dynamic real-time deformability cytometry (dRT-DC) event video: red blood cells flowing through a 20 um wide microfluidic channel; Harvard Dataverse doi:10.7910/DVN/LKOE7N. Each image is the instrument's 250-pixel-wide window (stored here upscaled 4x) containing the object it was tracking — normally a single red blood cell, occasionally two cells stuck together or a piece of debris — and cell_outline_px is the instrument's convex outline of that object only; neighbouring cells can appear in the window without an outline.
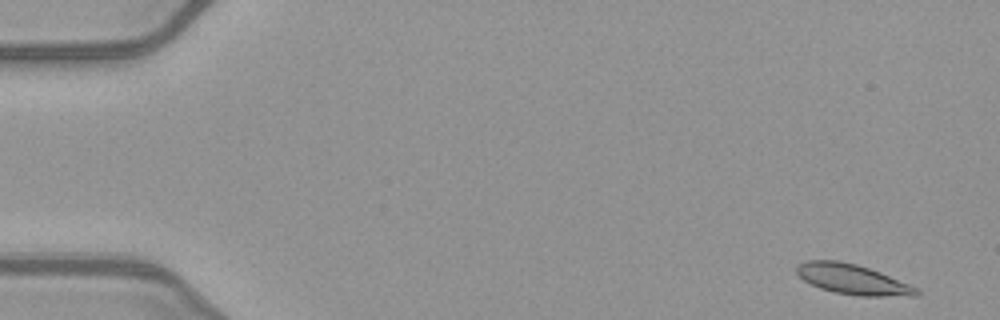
{"species": "common noctule bat (a hibernating species)", "species_latin": "Nyctalus noctula", "temperature_condition": "warm", "stored_images_in_passage": 51, "camera_frame_rate_fps": 3000, "um_per_image_px": 0.085, "animal": {"sex": "female", "body_mass_g": 21.9}, "frame": {"image": 1, "passage_image": 2, "time_ms": 0.333, "image_size_px": [1000, 320], "cell_outline_px": [[920, 292], [916, 296], [860, 296], [832, 292], [820, 288], [804, 280], [796, 272], [796, 268], [800, 264], [808, 260], [840, 260], [856, 264], [880, 272], [920, 288]], "centroid_in_image_um": [72.51, 23.75], "position_along_channel_um": 12.5, "area_um2": 21.04}}
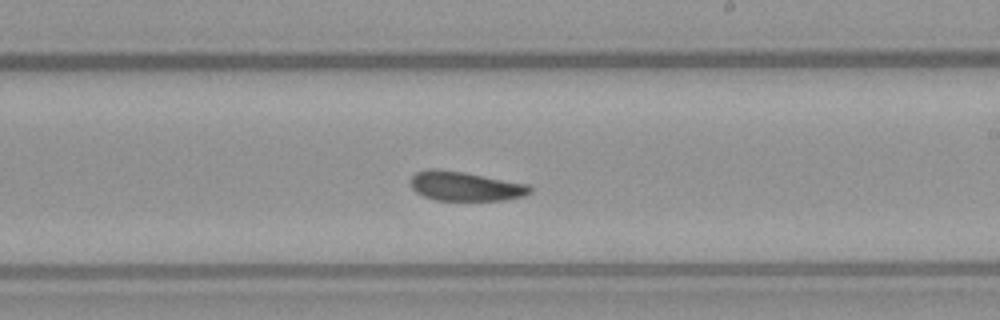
{"frame": {"image": 2, "passage_image": 30, "time_ms": 9.667, "image_size_px": [1000, 320], "cell_outline_px": [[532, 192], [524, 196], [504, 200], [436, 200], [424, 196], [416, 192], [412, 188], [412, 176], [416, 172], [428, 168], [436, 168], [464, 172], [528, 184], [532, 188]], "centroid_in_image_um": [39.56, 15.82], "position_along_channel_um": 249.4, "area_um2": 20.4}}
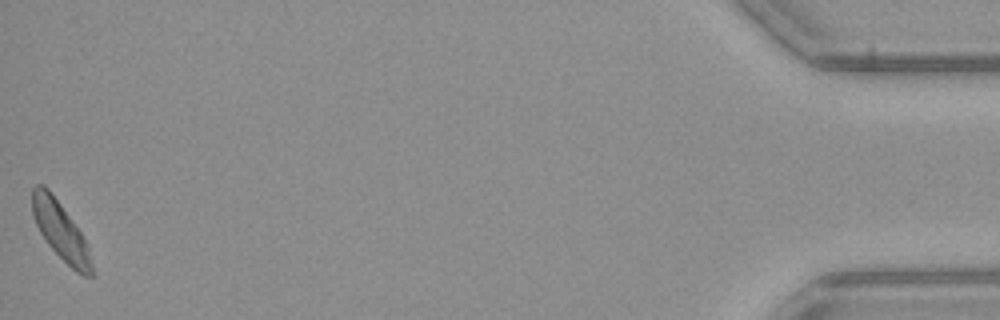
{"frame": {"image": 3, "passage_image": 51, "time_ms": 16.667, "image_size_px": [1000, 320], "cell_outline_px": [[92, 276], [84, 276], [76, 272], [48, 244], [40, 232], [36, 224], [32, 212], [32, 188], [36, 184], [44, 184], [48, 188], [60, 204], [80, 232], [88, 248], [92, 264]], "centroid_in_image_um": [5.12, 19.6], "position_along_channel_um": 430.1, "area_um2": 19.48}, "authors_computed_cell_mechanics": {"area_um2": 20.808, "velocity_mm_per_s": 3.9976, "shape_relaxation_time_tau1_ms": 2.4132, "shape_relaxation_time_tau2_ms": 2.3592, "deformation_change_tau1": 0.1046, "deformation_change_tau2": 0.0915}}